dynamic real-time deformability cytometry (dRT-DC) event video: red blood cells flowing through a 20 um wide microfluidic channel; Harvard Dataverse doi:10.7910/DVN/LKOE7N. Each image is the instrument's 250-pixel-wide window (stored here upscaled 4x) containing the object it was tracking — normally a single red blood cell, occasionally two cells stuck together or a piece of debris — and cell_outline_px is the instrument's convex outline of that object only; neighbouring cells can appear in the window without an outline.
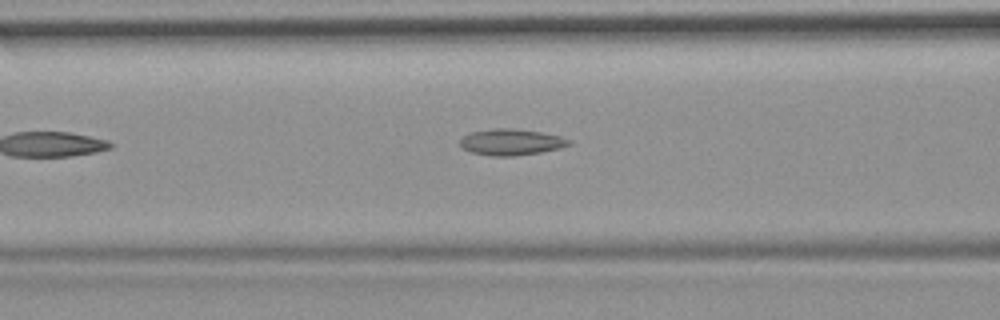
{"species": "common noctule bat (a hibernating species)", "species_latin": "Nyctalus noctula", "temperature_condition": "room temperature", "stored_images_in_passage": 7, "camera_frame_rate_fps": 3000, "um_per_image_px": 0.085, "animal": {"sex": "female", "body_mass_g": 19.9}, "frame": {"image": 1, "passage_image": 4, "time_ms": 1.0, "image_size_px": [1000, 320], "cell_outline_px": [[572, 144], [560, 148], [540, 152], [512, 156], [492, 156], [472, 152], [464, 148], [460, 144], [460, 140], [464, 136], [472, 132], [496, 128], [516, 128], [540, 132], [560, 136], [572, 140]], "centroid_in_image_um": [43.49, 12.07], "position_along_channel_um": 123.1, "area_um2": 16.53}}